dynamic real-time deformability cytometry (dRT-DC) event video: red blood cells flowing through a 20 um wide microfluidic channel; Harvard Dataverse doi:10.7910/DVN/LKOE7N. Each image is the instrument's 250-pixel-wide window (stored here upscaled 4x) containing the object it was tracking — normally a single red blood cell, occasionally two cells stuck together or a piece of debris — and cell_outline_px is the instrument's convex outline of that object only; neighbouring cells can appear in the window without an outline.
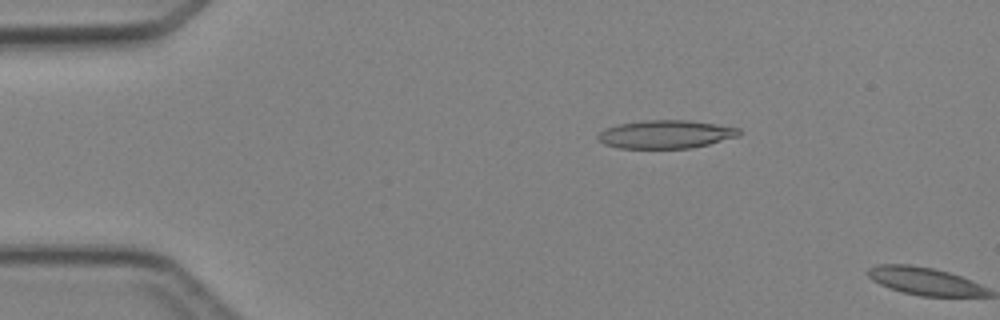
{"species": "Egyptian fruit bat (a non-hibernating species)", "species_latin": "Rousettus aegyptiacus", "temperature_condition": "cold", "stored_images_in_passage": 3, "camera_frame_rate_fps": 3000, "um_per_image_px": 0.085, "animal": {"sex": "female"}, "frame": {"image": 1, "passage_image": 2, "time_ms": 1.0, "image_size_px": [1000, 320], "cell_outline_px": [[740, 136], [692, 148], [620, 148], [604, 144], [596, 140], [596, 136], [604, 128], [616, 124], [644, 120], [688, 120], [716, 124], [740, 128]], "centroid_in_image_um": [56.55, 11.41], "position_along_channel_um": 28.5, "area_um2": 23.41}}